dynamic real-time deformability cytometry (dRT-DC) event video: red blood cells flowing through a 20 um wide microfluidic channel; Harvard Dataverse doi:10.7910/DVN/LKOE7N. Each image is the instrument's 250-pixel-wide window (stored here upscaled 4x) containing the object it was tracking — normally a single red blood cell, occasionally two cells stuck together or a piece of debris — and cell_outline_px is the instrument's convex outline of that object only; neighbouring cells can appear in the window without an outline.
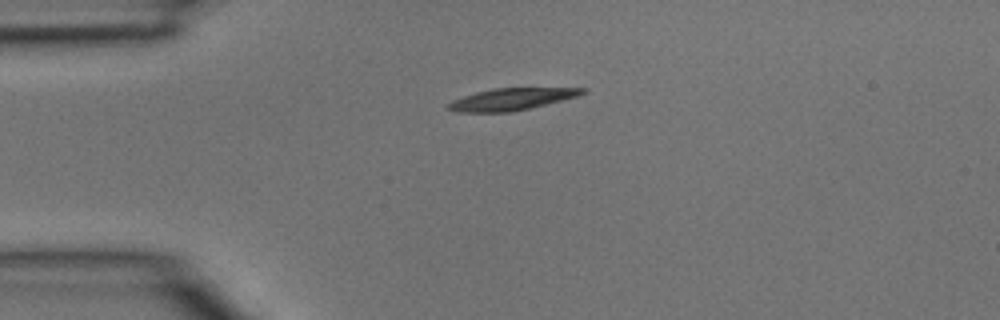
{"species": "common noctule bat (a hibernating species)", "species_latin": "Nyctalus noctula", "temperature_condition": "room temperature", "stored_images_in_passage": 35, "camera_frame_rate_fps": 3000, "um_per_image_px": 0.085, "animal": {"sex": "male", "body_mass_g": 15.6}, "frame": {"image": 1, "passage_image": 1, "time_ms": 0.0, "image_size_px": [1000, 320], "cell_outline_px": [[588, 92], [576, 96], [532, 108], [512, 112], [456, 112], [448, 108], [448, 104], [452, 100], [476, 92], [492, 88], [588, 88]], "centroid_in_image_um": [43.49, 8.43], "position_along_channel_um": 41.5, "area_um2": 17.11}}
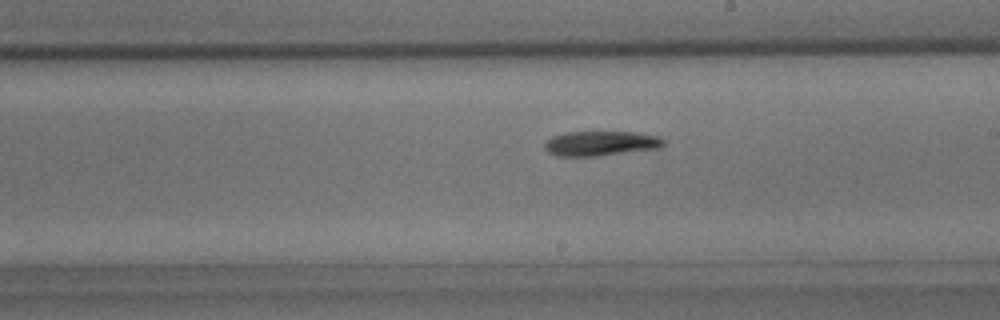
{"frame": {"image": 2, "passage_image": 16, "time_ms": 5.0, "image_size_px": [1000, 320], "cell_outline_px": [[668, 140], [660, 148], [596, 156], [556, 156], [548, 152], [544, 148], [544, 144], [552, 136], [564, 132], [636, 132], [660, 136]], "centroid_in_image_um": [51.1, 12.18], "position_along_channel_um": 237.9, "area_um2": 17.34}}
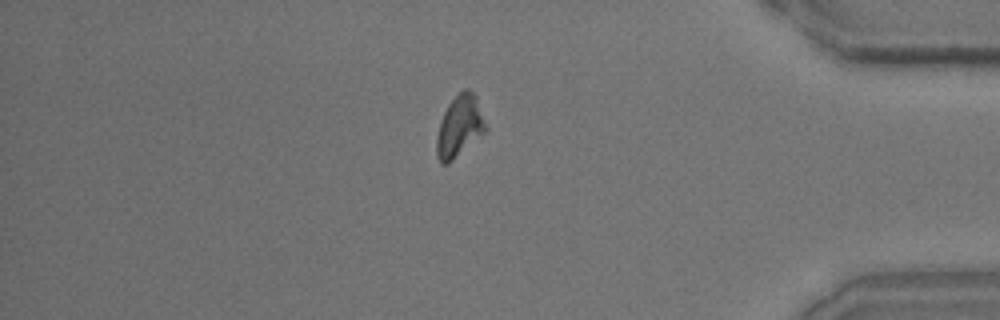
{"frame": {"image": 3, "passage_image": 29, "time_ms": 9.333, "image_size_px": [1000, 320], "cell_outline_px": [[488, 128], [484, 132], [448, 164], [440, 164], [436, 156], [436, 136], [440, 120], [448, 104], [464, 88], [468, 88], [476, 96], [488, 124]], "centroid_in_image_um": [39.06, 10.73], "position_along_channel_um": 396.1, "area_um2": 17.69}}